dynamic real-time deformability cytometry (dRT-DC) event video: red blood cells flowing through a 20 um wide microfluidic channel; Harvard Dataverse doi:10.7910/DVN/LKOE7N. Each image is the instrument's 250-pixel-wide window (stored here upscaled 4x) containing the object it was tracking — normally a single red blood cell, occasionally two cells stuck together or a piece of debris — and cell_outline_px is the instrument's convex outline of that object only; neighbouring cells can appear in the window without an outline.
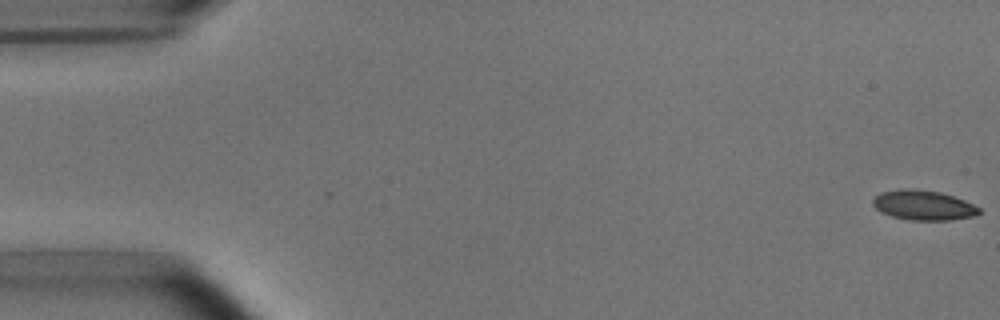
{"species": "common noctule bat (a hibernating species)", "species_latin": "Nyctalus noctula", "temperature_condition": "room temperature", "stored_images_in_passage": 2, "camera_frame_rate_fps": 3000, "um_per_image_px": 0.085, "animal": {"sex": "male", "body_mass_g": 15.6}, "frame": {"image": 1, "passage_image": 2, "time_ms": 0.333, "image_size_px": [1000, 320], "cell_outline_px": [[980, 212], [976, 216], [952, 220], [912, 220], [892, 216], [880, 212], [872, 204], [872, 200], [880, 192], [904, 188], [912, 188], [940, 192], [964, 200], [980, 208]], "centroid_in_image_um": [78.48, 17.44], "position_along_channel_um": 6.5, "area_um2": 18.5}}